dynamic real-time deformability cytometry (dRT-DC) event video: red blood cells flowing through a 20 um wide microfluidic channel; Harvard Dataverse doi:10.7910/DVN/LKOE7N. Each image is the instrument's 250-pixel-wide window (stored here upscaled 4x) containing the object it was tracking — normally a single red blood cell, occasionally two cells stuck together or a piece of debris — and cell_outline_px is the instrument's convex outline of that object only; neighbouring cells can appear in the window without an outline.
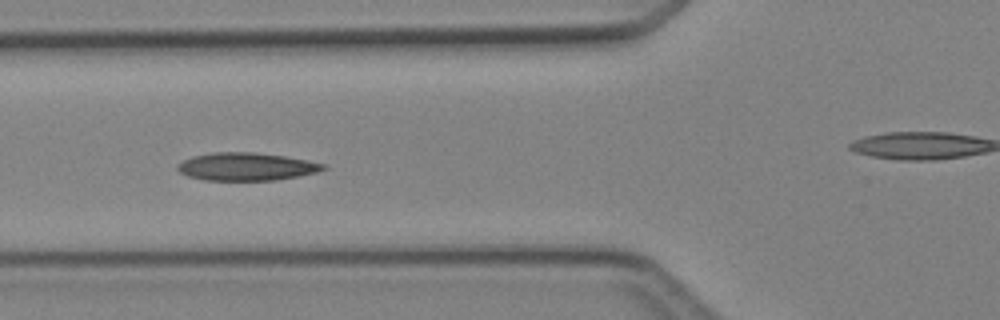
{"species": "Egyptian fruit bat (a non-hibernating species)", "species_latin": "Rousettus aegyptiacus", "temperature_condition": "cold", "stored_images_in_passage": 6, "segment_of_instrument_passage": [1, 2], "camera_frame_rate_fps": 3000, "um_per_image_px": 0.085, "animal": {"sex": "female"}, "frame": {"image": 1, "passage_image": 4, "time_ms": 4.333, "image_size_px": [1000, 320], "cell_outline_px": [[328, 168], [316, 172], [300, 176], [276, 180], [204, 180], [188, 176], [180, 172], [176, 168], [176, 164], [192, 156], [212, 152], [256, 152], [284, 156], [308, 160], [324, 164]], "centroid_in_image_um": [20.93, 14.16], "position_along_channel_um": 104.9, "area_um2": 23.76}}
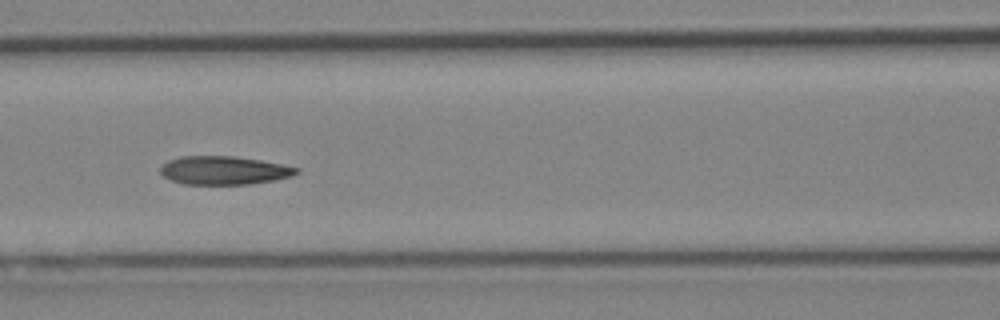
{"frame": {"image": 2, "passage_image": 5, "time_ms": 5.333, "image_size_px": [1000, 320], "cell_outline_px": [[300, 172], [292, 176], [276, 180], [252, 184], [184, 184], [172, 180], [164, 176], [160, 172], [160, 168], [168, 160], [180, 156], [232, 156], [260, 160], [300, 168]], "centroid_in_image_um": [19.06, 14.48], "position_along_channel_um": 147.5, "area_um2": 22.54}}